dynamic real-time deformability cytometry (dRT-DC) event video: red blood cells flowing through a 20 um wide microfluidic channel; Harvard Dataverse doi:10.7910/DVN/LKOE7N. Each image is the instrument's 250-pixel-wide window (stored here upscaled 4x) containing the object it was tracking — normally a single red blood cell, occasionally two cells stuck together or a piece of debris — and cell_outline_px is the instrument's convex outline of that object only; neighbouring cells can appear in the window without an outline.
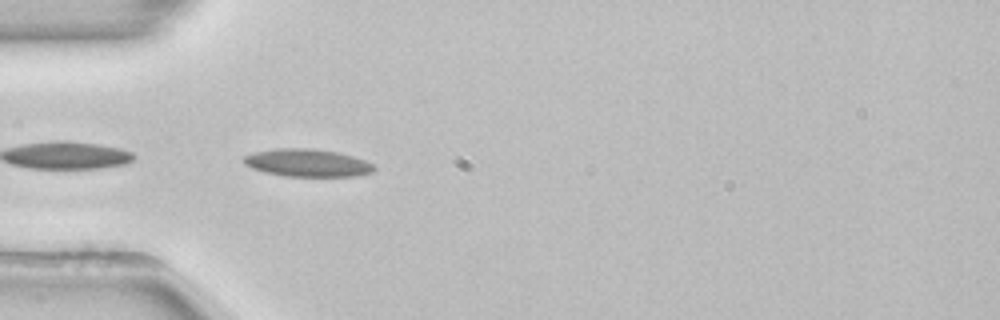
{"species": "common noctule bat (a hibernating species)", "species_latin": "Nyctalus noctula", "temperature_condition": "room temperature", "stored_images_in_passage": 5, "camera_frame_rate_fps": 3000, "um_per_image_px": 0.085, "animal": {"sex": "female", "body_mass_g": 22.7, "forearm_length_mm": 54.2}, "frame": {"image": 1, "passage_image": 1, "time_ms": 0.0, "image_size_px": [1000, 320], "cell_outline_px": [[376, 168], [372, 172], [356, 176], [284, 176], [264, 172], [252, 168], [244, 164], [244, 156], [256, 152], [276, 148], [312, 148], [340, 152], [364, 160], [372, 164]], "centroid_in_image_um": [26.13, 13.84], "position_along_channel_um": 58.9, "area_um2": 20.98}}